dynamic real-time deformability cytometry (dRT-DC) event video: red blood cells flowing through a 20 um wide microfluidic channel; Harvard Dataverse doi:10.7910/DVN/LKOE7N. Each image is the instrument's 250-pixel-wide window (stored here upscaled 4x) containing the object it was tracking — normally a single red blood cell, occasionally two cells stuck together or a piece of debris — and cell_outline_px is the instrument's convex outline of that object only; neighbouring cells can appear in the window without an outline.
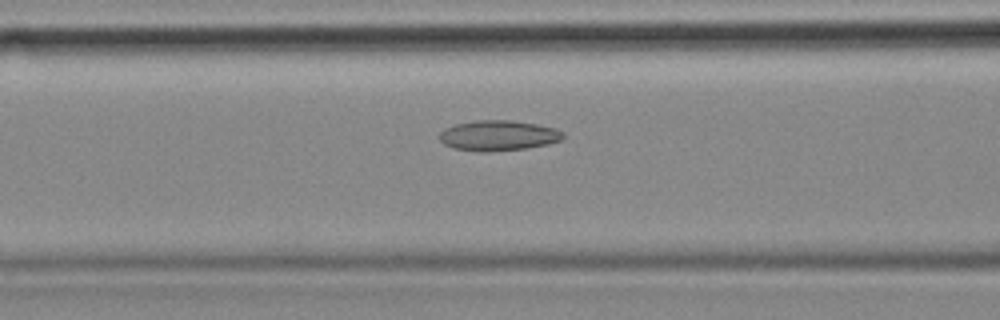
{"species": "common noctule bat (a hibernating species)", "species_latin": "Nyctalus noctula", "temperature_condition": "cold", "stored_images_in_passage": 36, "camera_frame_rate_fps": 3000, "um_per_image_px": 0.085, "animal": {"sex": "female", "body_mass_g": 18.4}, "frame": {"image": 1, "passage_image": 10, "time_ms": 3.0, "image_size_px": [1000, 320], "cell_outline_px": [[564, 136], [560, 140], [548, 144], [524, 148], [488, 152], [480, 152], [452, 148], [444, 144], [440, 140], [440, 132], [444, 128], [456, 124], [472, 120], [512, 120], [536, 124], [556, 128], [564, 132]], "centroid_in_image_um": [42.33, 11.51], "position_along_channel_um": 124.3, "area_um2": 21.96}, "authors_computed_cell_mechanics": {"area_um2": 20.5768, "velocity_mm_per_s": 3.5338, "shape_relaxation_time_tau1_ms": null, "shape_relaxation_time_tau2_ms": 4.0008, "deformation_change_tau1": null, "deformation_change_tau2": 0.1024}}